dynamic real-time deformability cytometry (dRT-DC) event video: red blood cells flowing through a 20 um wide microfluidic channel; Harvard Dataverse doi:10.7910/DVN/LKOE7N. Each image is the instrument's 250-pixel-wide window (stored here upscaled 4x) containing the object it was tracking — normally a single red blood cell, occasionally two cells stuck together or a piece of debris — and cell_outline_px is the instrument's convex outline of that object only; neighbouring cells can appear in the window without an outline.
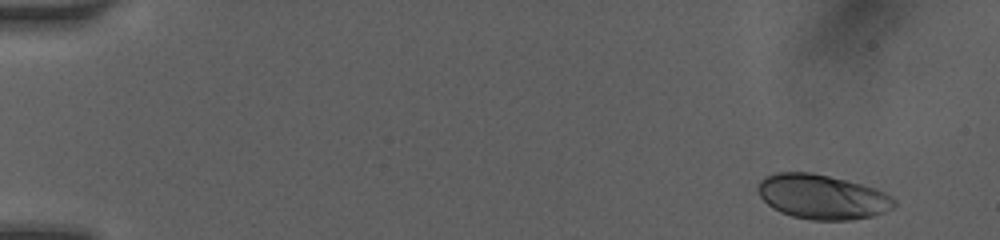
{"species": "human", "species_latin": "Homo sapiens", "temperature_condition": "room temperature", "stored_images_in_passage": 6, "camera_frame_rate_fps": 3000, "um_per_image_px": 0.085, "donor": {"sex": "female"}, "frame": {"image": 1, "passage_image": 1, "time_ms": 0.0, "image_size_px": [1000, 240], "cell_outline_px": [[896, 204], [892, 208], [884, 212], [872, 216], [852, 220], [812, 220], [792, 216], [780, 212], [772, 208], [760, 196], [756, 188], [760, 180], [764, 176], [776, 172], [812, 172], [876, 188], [892, 196], [896, 200]], "centroid_in_image_um": [69.87, 16.73], "position_along_channel_um": 15.1, "area_um2": 35.55}}
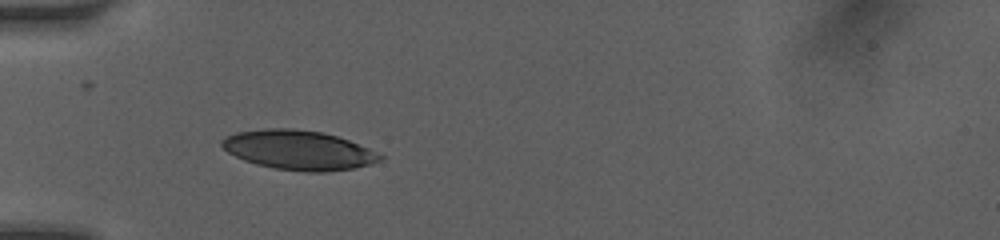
{"frame": {"image": 2, "passage_image": 5, "time_ms": 4.333, "image_size_px": [1000, 240], "cell_outline_px": [[384, 156], [380, 160], [368, 164], [352, 168], [324, 172], [308, 172], [272, 168], [256, 164], [244, 160], [228, 152], [220, 144], [220, 140], [224, 136], [236, 132], [264, 128], [292, 128], [324, 132], [348, 140], [368, 148]], "centroid_in_image_um": [25.32, 12.74], "position_along_channel_um": 59.7, "area_um2": 36.3}}
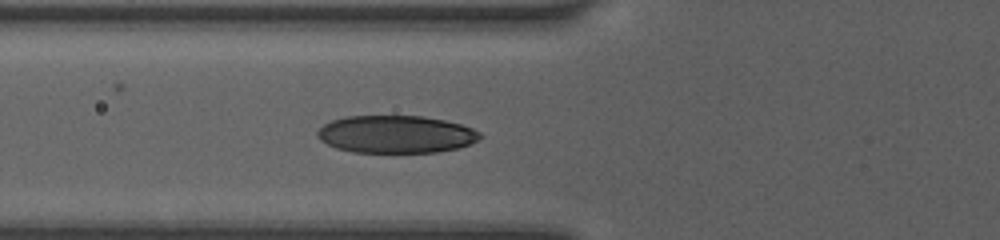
{"frame": {"image": 3, "passage_image": 6, "time_ms": 5.333, "image_size_px": [1000, 240], "cell_outline_px": [[484, 136], [468, 144], [456, 148], [436, 152], [352, 152], [336, 148], [320, 140], [316, 136], [316, 132], [324, 124], [332, 120], [344, 116], [424, 116], [444, 120], [460, 124], [472, 128], [480, 132]], "centroid_in_image_um": [33.63, 11.41], "position_along_channel_um": 92.2, "area_um2": 35.55}}